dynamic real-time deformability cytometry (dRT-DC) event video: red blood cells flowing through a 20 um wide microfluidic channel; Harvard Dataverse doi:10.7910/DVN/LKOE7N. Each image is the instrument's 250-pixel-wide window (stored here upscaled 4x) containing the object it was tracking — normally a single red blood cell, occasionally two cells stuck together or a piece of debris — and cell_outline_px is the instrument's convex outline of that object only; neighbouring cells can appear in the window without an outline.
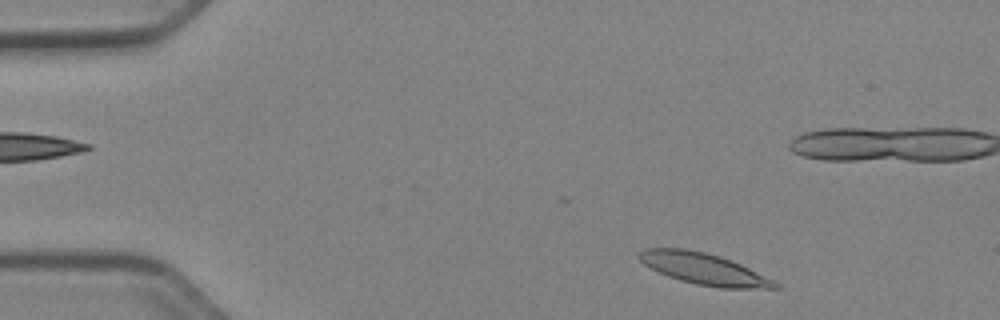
{"species": "Egyptian fruit bat (a non-hibernating species)", "species_latin": "Rousettus aegyptiacus", "temperature_condition": "cold", "stored_images_in_passage": 35, "camera_frame_rate_fps": 3000, "um_per_image_px": 0.085, "animal": {"sex": "female"}, "frame": {"image": 1, "passage_image": 2, "time_ms": 0.333, "image_size_px": [1000, 320], "cell_outline_px": [[780, 288], [720, 288], [696, 284], [680, 280], [668, 276], [644, 264], [636, 256], [636, 252], [644, 248], [684, 248], [704, 252], [720, 256], [732, 260], [780, 284]], "centroid_in_image_um": [59.77, 22.84], "position_along_channel_um": 25.2, "area_um2": 24.68}}
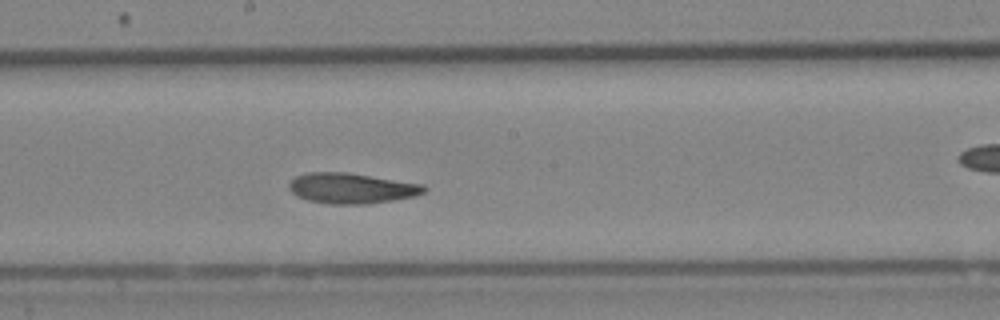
{"frame": {"image": 2, "passage_image": 23, "time_ms": 7.333, "image_size_px": [1000, 320], "cell_outline_px": [[428, 188], [424, 192], [416, 196], [396, 200], [368, 204], [328, 204], [308, 200], [296, 196], [288, 188], [288, 184], [296, 176], [308, 172], [348, 172], [424, 184]], "centroid_in_image_um": [29.9, 16.0], "position_along_channel_um": 218.3, "area_um2": 24.28}}
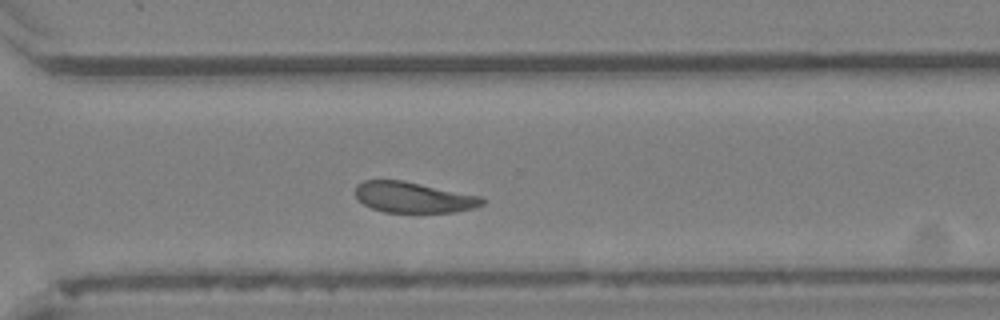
{"frame": {"image": 3, "passage_image": 32, "time_ms": 10.333, "image_size_px": [1000, 320], "cell_outline_px": [[488, 200], [484, 204], [472, 208], [456, 212], [384, 212], [372, 208], [364, 204], [356, 196], [356, 184], [364, 180], [400, 180], [480, 196]], "centroid_in_image_um": [35.15, 16.78], "position_along_channel_um": 335.4, "area_um2": 22.48}, "authors_computed_cell_mechanics": {"area_um2": 24.276, "velocity_mm_per_s": 3.8876, "shape_relaxation_time_tau1_ms": 7.356, "shape_relaxation_time_tau2_ms": 6.1642, "deformation_change_tau1": 0.1576, "deformation_change_tau2": 0.1471}}